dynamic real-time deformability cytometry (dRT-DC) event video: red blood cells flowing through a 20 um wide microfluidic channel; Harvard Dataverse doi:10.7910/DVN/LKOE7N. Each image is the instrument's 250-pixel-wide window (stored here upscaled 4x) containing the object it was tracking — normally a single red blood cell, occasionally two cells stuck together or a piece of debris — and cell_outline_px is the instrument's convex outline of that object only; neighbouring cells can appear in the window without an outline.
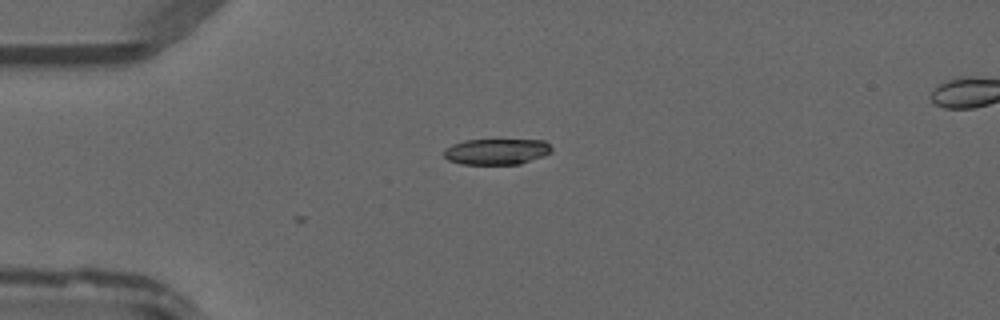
{"species": "common noctule bat (a hibernating species)", "species_latin": "Nyctalus noctula", "temperature_condition": "warm", "stored_images_in_passage": 6, "camera_frame_rate_fps": 3000, "um_per_image_px": 0.085, "animal": {"sex": "male", "forearm_length_mm": 52.5}, "frame": {"image": 1, "passage_image": 1, "time_ms": 0.0, "image_size_px": [1000, 320], "cell_outline_px": [[552, 152], [544, 156], [520, 164], [460, 164], [448, 160], [444, 156], [444, 148], [452, 144], [464, 140], [544, 140], [552, 148]], "centroid_in_image_um": [42.2, 12.88], "position_along_channel_um": 42.8, "area_um2": 16.36}}